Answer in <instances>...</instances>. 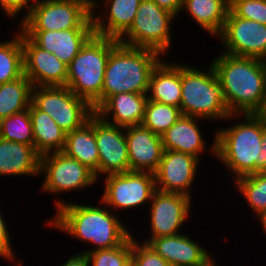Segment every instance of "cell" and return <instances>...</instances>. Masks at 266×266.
I'll list each match as a JSON object with an SVG mask.
<instances>
[{"label": "cell", "mask_w": 266, "mask_h": 266, "mask_svg": "<svg viewBox=\"0 0 266 266\" xmlns=\"http://www.w3.org/2000/svg\"><path fill=\"white\" fill-rule=\"evenodd\" d=\"M99 202L102 206L100 203L96 206L68 201L56 210L52 218L47 219L46 226L93 246L80 252L83 254L122 245L132 235L130 228L121 222L118 214Z\"/></svg>", "instance_id": "cell-1"}, {"label": "cell", "mask_w": 266, "mask_h": 266, "mask_svg": "<svg viewBox=\"0 0 266 266\" xmlns=\"http://www.w3.org/2000/svg\"><path fill=\"white\" fill-rule=\"evenodd\" d=\"M210 62L230 114H252L266 89V61L220 52Z\"/></svg>", "instance_id": "cell-2"}, {"label": "cell", "mask_w": 266, "mask_h": 266, "mask_svg": "<svg viewBox=\"0 0 266 266\" xmlns=\"http://www.w3.org/2000/svg\"><path fill=\"white\" fill-rule=\"evenodd\" d=\"M233 118L243 121L218 128L214 133L216 159L225 165L235 181L239 177L261 172L262 141L266 126L252 114H231L227 122L234 121Z\"/></svg>", "instance_id": "cell-3"}, {"label": "cell", "mask_w": 266, "mask_h": 266, "mask_svg": "<svg viewBox=\"0 0 266 266\" xmlns=\"http://www.w3.org/2000/svg\"><path fill=\"white\" fill-rule=\"evenodd\" d=\"M162 58L154 50L118 42L110 52L105 69L102 104L121 92L147 94L152 70Z\"/></svg>", "instance_id": "cell-4"}, {"label": "cell", "mask_w": 266, "mask_h": 266, "mask_svg": "<svg viewBox=\"0 0 266 266\" xmlns=\"http://www.w3.org/2000/svg\"><path fill=\"white\" fill-rule=\"evenodd\" d=\"M118 39L93 34L67 67L66 86L85 99L94 112L102 105L104 73Z\"/></svg>", "instance_id": "cell-5"}, {"label": "cell", "mask_w": 266, "mask_h": 266, "mask_svg": "<svg viewBox=\"0 0 266 266\" xmlns=\"http://www.w3.org/2000/svg\"><path fill=\"white\" fill-rule=\"evenodd\" d=\"M208 68L207 71L200 70L181 63L180 111L182 115L208 122L225 121L231 114L226 107L223 89L211 63Z\"/></svg>", "instance_id": "cell-6"}, {"label": "cell", "mask_w": 266, "mask_h": 266, "mask_svg": "<svg viewBox=\"0 0 266 266\" xmlns=\"http://www.w3.org/2000/svg\"><path fill=\"white\" fill-rule=\"evenodd\" d=\"M177 18L153 0H142L131 27L118 41L128 46L154 50L165 58L172 46V23Z\"/></svg>", "instance_id": "cell-7"}, {"label": "cell", "mask_w": 266, "mask_h": 266, "mask_svg": "<svg viewBox=\"0 0 266 266\" xmlns=\"http://www.w3.org/2000/svg\"><path fill=\"white\" fill-rule=\"evenodd\" d=\"M20 30L94 29L92 9L81 0H35Z\"/></svg>", "instance_id": "cell-8"}, {"label": "cell", "mask_w": 266, "mask_h": 266, "mask_svg": "<svg viewBox=\"0 0 266 266\" xmlns=\"http://www.w3.org/2000/svg\"><path fill=\"white\" fill-rule=\"evenodd\" d=\"M39 175H44L45 179L41 191L50 195L55 194V210L67 203L61 198H56L57 195L75 190L84 191L98 183L90 169L62 151L41 155Z\"/></svg>", "instance_id": "cell-9"}, {"label": "cell", "mask_w": 266, "mask_h": 266, "mask_svg": "<svg viewBox=\"0 0 266 266\" xmlns=\"http://www.w3.org/2000/svg\"><path fill=\"white\" fill-rule=\"evenodd\" d=\"M31 104L49 114L66 133L80 128L94 113L92 106L67 86H34Z\"/></svg>", "instance_id": "cell-10"}, {"label": "cell", "mask_w": 266, "mask_h": 266, "mask_svg": "<svg viewBox=\"0 0 266 266\" xmlns=\"http://www.w3.org/2000/svg\"><path fill=\"white\" fill-rule=\"evenodd\" d=\"M103 181L100 201L115 213L149 204L156 190L154 174L147 172L110 174Z\"/></svg>", "instance_id": "cell-11"}, {"label": "cell", "mask_w": 266, "mask_h": 266, "mask_svg": "<svg viewBox=\"0 0 266 266\" xmlns=\"http://www.w3.org/2000/svg\"><path fill=\"white\" fill-rule=\"evenodd\" d=\"M191 205L193 206V200L186 195L156 189L148 206L151 229L148 233L151 235L142 242L148 243L153 238L182 233V225L189 218Z\"/></svg>", "instance_id": "cell-12"}, {"label": "cell", "mask_w": 266, "mask_h": 266, "mask_svg": "<svg viewBox=\"0 0 266 266\" xmlns=\"http://www.w3.org/2000/svg\"><path fill=\"white\" fill-rule=\"evenodd\" d=\"M224 53L266 61V25L237 17L230 9L217 36Z\"/></svg>", "instance_id": "cell-13"}, {"label": "cell", "mask_w": 266, "mask_h": 266, "mask_svg": "<svg viewBox=\"0 0 266 266\" xmlns=\"http://www.w3.org/2000/svg\"><path fill=\"white\" fill-rule=\"evenodd\" d=\"M95 137L99 152V167L94 173L99 178L130 171L125 128L110 124L95 113ZM101 176V177H100Z\"/></svg>", "instance_id": "cell-14"}, {"label": "cell", "mask_w": 266, "mask_h": 266, "mask_svg": "<svg viewBox=\"0 0 266 266\" xmlns=\"http://www.w3.org/2000/svg\"><path fill=\"white\" fill-rule=\"evenodd\" d=\"M199 163L200 160L190 154L164 149L154 173L156 189L193 198L190 189L196 184Z\"/></svg>", "instance_id": "cell-15"}, {"label": "cell", "mask_w": 266, "mask_h": 266, "mask_svg": "<svg viewBox=\"0 0 266 266\" xmlns=\"http://www.w3.org/2000/svg\"><path fill=\"white\" fill-rule=\"evenodd\" d=\"M24 74L34 86H66L67 67L22 32Z\"/></svg>", "instance_id": "cell-16"}, {"label": "cell", "mask_w": 266, "mask_h": 266, "mask_svg": "<svg viewBox=\"0 0 266 266\" xmlns=\"http://www.w3.org/2000/svg\"><path fill=\"white\" fill-rule=\"evenodd\" d=\"M189 233L151 239L147 244L171 266H210L214 255L196 243ZM211 254V255H210Z\"/></svg>", "instance_id": "cell-17"}, {"label": "cell", "mask_w": 266, "mask_h": 266, "mask_svg": "<svg viewBox=\"0 0 266 266\" xmlns=\"http://www.w3.org/2000/svg\"><path fill=\"white\" fill-rule=\"evenodd\" d=\"M130 171L154 174L163 155L160 135L141 125L125 127Z\"/></svg>", "instance_id": "cell-18"}, {"label": "cell", "mask_w": 266, "mask_h": 266, "mask_svg": "<svg viewBox=\"0 0 266 266\" xmlns=\"http://www.w3.org/2000/svg\"><path fill=\"white\" fill-rule=\"evenodd\" d=\"M100 1L92 9L94 34L119 39L131 27L142 0Z\"/></svg>", "instance_id": "cell-19"}, {"label": "cell", "mask_w": 266, "mask_h": 266, "mask_svg": "<svg viewBox=\"0 0 266 266\" xmlns=\"http://www.w3.org/2000/svg\"><path fill=\"white\" fill-rule=\"evenodd\" d=\"M201 120L207 121L201 118L181 115L180 118L162 135V144L165 150H172L176 152H182L190 154L199 160L203 156V152L210 153L216 157V135L210 147H206V140L201 132ZM200 121V122H199ZM206 142V143H205ZM208 148V149H206Z\"/></svg>", "instance_id": "cell-20"}, {"label": "cell", "mask_w": 266, "mask_h": 266, "mask_svg": "<svg viewBox=\"0 0 266 266\" xmlns=\"http://www.w3.org/2000/svg\"><path fill=\"white\" fill-rule=\"evenodd\" d=\"M42 50L53 53L69 65L81 47L94 34V29L21 30Z\"/></svg>", "instance_id": "cell-21"}, {"label": "cell", "mask_w": 266, "mask_h": 266, "mask_svg": "<svg viewBox=\"0 0 266 266\" xmlns=\"http://www.w3.org/2000/svg\"><path fill=\"white\" fill-rule=\"evenodd\" d=\"M147 100V94L121 92L110 96L95 113L120 127L141 125Z\"/></svg>", "instance_id": "cell-22"}, {"label": "cell", "mask_w": 266, "mask_h": 266, "mask_svg": "<svg viewBox=\"0 0 266 266\" xmlns=\"http://www.w3.org/2000/svg\"><path fill=\"white\" fill-rule=\"evenodd\" d=\"M40 157L34 146L0 138V177L38 176Z\"/></svg>", "instance_id": "cell-23"}, {"label": "cell", "mask_w": 266, "mask_h": 266, "mask_svg": "<svg viewBox=\"0 0 266 266\" xmlns=\"http://www.w3.org/2000/svg\"><path fill=\"white\" fill-rule=\"evenodd\" d=\"M177 62L161 60L152 70L147 92L148 100L180 108L181 63Z\"/></svg>", "instance_id": "cell-24"}, {"label": "cell", "mask_w": 266, "mask_h": 266, "mask_svg": "<svg viewBox=\"0 0 266 266\" xmlns=\"http://www.w3.org/2000/svg\"><path fill=\"white\" fill-rule=\"evenodd\" d=\"M62 152L78 160L93 173L98 170L99 152L95 137V112L80 128L66 134V143Z\"/></svg>", "instance_id": "cell-25"}, {"label": "cell", "mask_w": 266, "mask_h": 266, "mask_svg": "<svg viewBox=\"0 0 266 266\" xmlns=\"http://www.w3.org/2000/svg\"><path fill=\"white\" fill-rule=\"evenodd\" d=\"M230 7V0H183L182 13L190 15L191 20L207 32L217 37L223 29Z\"/></svg>", "instance_id": "cell-26"}, {"label": "cell", "mask_w": 266, "mask_h": 266, "mask_svg": "<svg viewBox=\"0 0 266 266\" xmlns=\"http://www.w3.org/2000/svg\"><path fill=\"white\" fill-rule=\"evenodd\" d=\"M34 147L40 155L63 151L66 143V132L63 131L49 114L29 106Z\"/></svg>", "instance_id": "cell-27"}, {"label": "cell", "mask_w": 266, "mask_h": 266, "mask_svg": "<svg viewBox=\"0 0 266 266\" xmlns=\"http://www.w3.org/2000/svg\"><path fill=\"white\" fill-rule=\"evenodd\" d=\"M32 88L25 74L14 81L0 84V119L28 109Z\"/></svg>", "instance_id": "cell-28"}, {"label": "cell", "mask_w": 266, "mask_h": 266, "mask_svg": "<svg viewBox=\"0 0 266 266\" xmlns=\"http://www.w3.org/2000/svg\"><path fill=\"white\" fill-rule=\"evenodd\" d=\"M8 41L0 42V84L14 81L24 75L22 31Z\"/></svg>", "instance_id": "cell-29"}, {"label": "cell", "mask_w": 266, "mask_h": 266, "mask_svg": "<svg viewBox=\"0 0 266 266\" xmlns=\"http://www.w3.org/2000/svg\"><path fill=\"white\" fill-rule=\"evenodd\" d=\"M233 183L255 216L266 209V172L245 175Z\"/></svg>", "instance_id": "cell-30"}, {"label": "cell", "mask_w": 266, "mask_h": 266, "mask_svg": "<svg viewBox=\"0 0 266 266\" xmlns=\"http://www.w3.org/2000/svg\"><path fill=\"white\" fill-rule=\"evenodd\" d=\"M0 138L34 146V134L29 108L0 119Z\"/></svg>", "instance_id": "cell-31"}, {"label": "cell", "mask_w": 266, "mask_h": 266, "mask_svg": "<svg viewBox=\"0 0 266 266\" xmlns=\"http://www.w3.org/2000/svg\"><path fill=\"white\" fill-rule=\"evenodd\" d=\"M181 115L178 107L147 100L142 125L161 136Z\"/></svg>", "instance_id": "cell-32"}, {"label": "cell", "mask_w": 266, "mask_h": 266, "mask_svg": "<svg viewBox=\"0 0 266 266\" xmlns=\"http://www.w3.org/2000/svg\"><path fill=\"white\" fill-rule=\"evenodd\" d=\"M86 257L90 266H131L132 235L122 245L88 252Z\"/></svg>", "instance_id": "cell-33"}, {"label": "cell", "mask_w": 266, "mask_h": 266, "mask_svg": "<svg viewBox=\"0 0 266 266\" xmlns=\"http://www.w3.org/2000/svg\"><path fill=\"white\" fill-rule=\"evenodd\" d=\"M229 9L237 17L266 25V0H230Z\"/></svg>", "instance_id": "cell-34"}, {"label": "cell", "mask_w": 266, "mask_h": 266, "mask_svg": "<svg viewBox=\"0 0 266 266\" xmlns=\"http://www.w3.org/2000/svg\"><path fill=\"white\" fill-rule=\"evenodd\" d=\"M141 242V243H140ZM134 238L132 234V264L131 266H171L153 248Z\"/></svg>", "instance_id": "cell-35"}, {"label": "cell", "mask_w": 266, "mask_h": 266, "mask_svg": "<svg viewBox=\"0 0 266 266\" xmlns=\"http://www.w3.org/2000/svg\"><path fill=\"white\" fill-rule=\"evenodd\" d=\"M3 212L0 210V257H2V259L10 262V263H14V265L17 264H23V260H18L15 261L17 256L14 255V248L12 247V243H11V239H10V231L8 228V225L5 221L4 215L2 214ZM16 257V258H15ZM12 261V262H11ZM17 263V264H16Z\"/></svg>", "instance_id": "cell-36"}, {"label": "cell", "mask_w": 266, "mask_h": 266, "mask_svg": "<svg viewBox=\"0 0 266 266\" xmlns=\"http://www.w3.org/2000/svg\"><path fill=\"white\" fill-rule=\"evenodd\" d=\"M34 2L35 0H0V10L3 11L1 13L10 19H15L22 14L21 12H24L22 20L20 19V24L28 16Z\"/></svg>", "instance_id": "cell-37"}, {"label": "cell", "mask_w": 266, "mask_h": 266, "mask_svg": "<svg viewBox=\"0 0 266 266\" xmlns=\"http://www.w3.org/2000/svg\"><path fill=\"white\" fill-rule=\"evenodd\" d=\"M156 2L161 8L166 9L176 16H180L182 9L183 0H153Z\"/></svg>", "instance_id": "cell-38"}, {"label": "cell", "mask_w": 266, "mask_h": 266, "mask_svg": "<svg viewBox=\"0 0 266 266\" xmlns=\"http://www.w3.org/2000/svg\"><path fill=\"white\" fill-rule=\"evenodd\" d=\"M60 266H90L86 254L74 253L66 262H63Z\"/></svg>", "instance_id": "cell-39"}, {"label": "cell", "mask_w": 266, "mask_h": 266, "mask_svg": "<svg viewBox=\"0 0 266 266\" xmlns=\"http://www.w3.org/2000/svg\"><path fill=\"white\" fill-rule=\"evenodd\" d=\"M252 115L266 126V89L258 107L252 112Z\"/></svg>", "instance_id": "cell-40"}, {"label": "cell", "mask_w": 266, "mask_h": 266, "mask_svg": "<svg viewBox=\"0 0 266 266\" xmlns=\"http://www.w3.org/2000/svg\"><path fill=\"white\" fill-rule=\"evenodd\" d=\"M261 172H266V130L264 131L262 141Z\"/></svg>", "instance_id": "cell-41"}, {"label": "cell", "mask_w": 266, "mask_h": 266, "mask_svg": "<svg viewBox=\"0 0 266 266\" xmlns=\"http://www.w3.org/2000/svg\"><path fill=\"white\" fill-rule=\"evenodd\" d=\"M257 217V218H256ZM259 223H261V227L263 228L264 234H266V209L261 211L258 215L254 216Z\"/></svg>", "instance_id": "cell-42"}, {"label": "cell", "mask_w": 266, "mask_h": 266, "mask_svg": "<svg viewBox=\"0 0 266 266\" xmlns=\"http://www.w3.org/2000/svg\"><path fill=\"white\" fill-rule=\"evenodd\" d=\"M83 1L90 9H93L95 5L98 3L96 0H81Z\"/></svg>", "instance_id": "cell-43"}, {"label": "cell", "mask_w": 266, "mask_h": 266, "mask_svg": "<svg viewBox=\"0 0 266 266\" xmlns=\"http://www.w3.org/2000/svg\"><path fill=\"white\" fill-rule=\"evenodd\" d=\"M217 263H218V262L215 261V262H214L212 265H210V266H218Z\"/></svg>", "instance_id": "cell-44"}]
</instances>
